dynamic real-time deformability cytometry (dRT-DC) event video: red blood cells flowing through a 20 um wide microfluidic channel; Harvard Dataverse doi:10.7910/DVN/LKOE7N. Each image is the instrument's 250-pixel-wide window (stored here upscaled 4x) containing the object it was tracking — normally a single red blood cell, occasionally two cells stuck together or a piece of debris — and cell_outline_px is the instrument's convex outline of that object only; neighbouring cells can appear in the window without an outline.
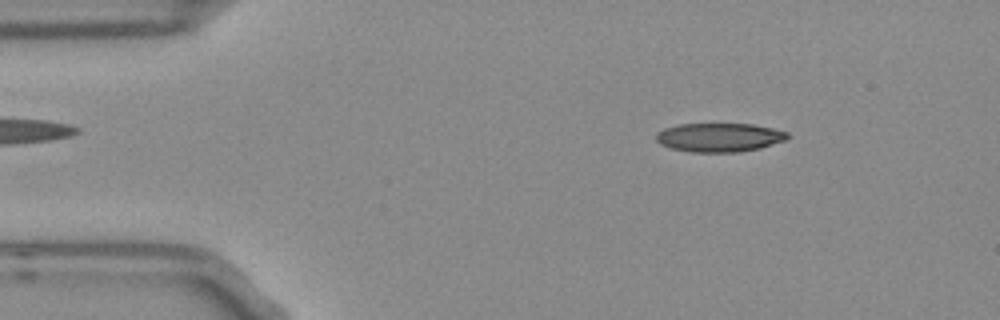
{"species": "Egyptian fruit bat (a non-hibernating species)", "species_latin": "Rousettus aegyptiacus", "temperature_condition": "room temperature", "stored_images_in_passage": 53, "camera_frame_rate_fps": 3000, "um_per_image_px": 0.085, "frame": {"image": 1, "passage_image": 7, "time_ms": 2.0, "image_size_px": [1000, 320], "cell_outline_px": [[788, 140], [760, 148], [740, 152], [688, 152], [672, 148], [660, 144], [656, 140], [656, 132], [664, 128], [680, 124], [752, 124], [772, 128], [788, 132]], "centroid_in_image_um": [61.15, 11.68], "position_along_channel_um": 23.9, "area_um2": 22.2}}
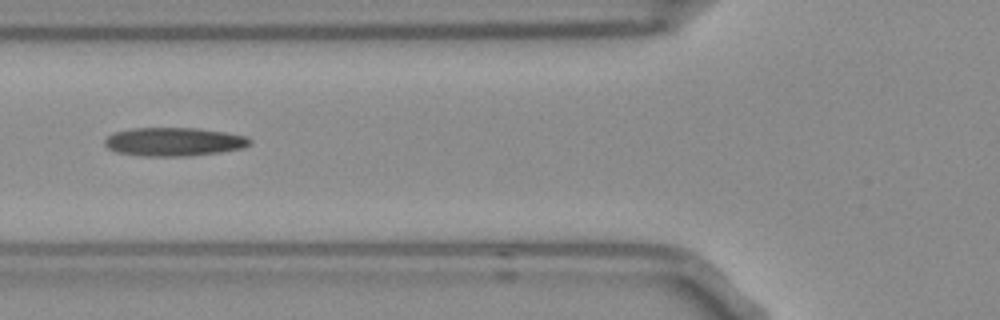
{"frame": {"image": 2, "passage_image": 19, "time_ms": 6.0, "image_size_px": [1000, 320], "cell_outline_px": [[252, 144], [244, 148], [220, 152], [188, 156], [144, 156], [116, 152], [108, 148], [104, 144], [104, 140], [108, 136], [116, 132], [132, 128], [200, 128], [248, 136], [252, 140]], "centroid_in_image_um": [14.83, 12.05], "position_along_channel_um": 111.0, "area_um2": 24.28}}
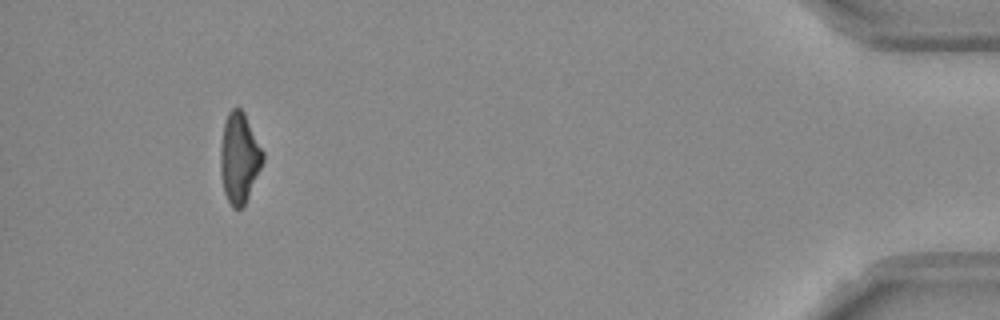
{"frame": {"image": 3, "passage_image": 49, "time_ms": 16.0, "image_size_px": [1000, 320], "cell_outline_px": [[264, 160], [248, 196], [244, 204], [240, 208], [232, 208], [224, 192], [220, 172], [220, 148], [224, 124], [228, 112], [232, 108], [240, 108], [244, 112], [264, 152]], "centroid_in_image_um": [20.33, 13.4], "position_along_channel_um": 414.9, "area_um2": 22.14}, "authors_computed_cell_mechanics": {"area_um2": 22.8888, "velocity_mm_per_s": 3.7667, "shape_relaxation_time_tau1_ms": 6.6168, "shape_relaxation_time_tau2_ms": 5.0677, "deformation_change_tau1": 0.2088, "deformation_change_tau2": 0.1687}}